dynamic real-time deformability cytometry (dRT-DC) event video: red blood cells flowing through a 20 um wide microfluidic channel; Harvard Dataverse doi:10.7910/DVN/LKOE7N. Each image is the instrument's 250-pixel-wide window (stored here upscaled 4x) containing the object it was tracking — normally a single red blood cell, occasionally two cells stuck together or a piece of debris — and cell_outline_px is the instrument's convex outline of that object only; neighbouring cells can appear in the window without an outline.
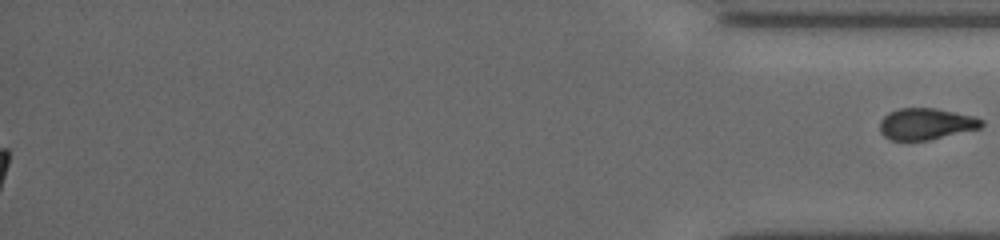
{"species": "common noctule bat (a hibernating species)", "species_latin": "Nyctalus noctula", "temperature_condition": "cold", "stored_images_in_passage": 70, "segment_of_instrument_passage": [2, 2], "camera_frame_rate_fps": 3000, "um_per_image_px": 0.085, "animal": {"sex": "female", "body_mass_g": 19.5, "forearm_length_mm": 54.1}, "frame": {"image": 1, "passage_image": 70, "time_ms": 13.0, "image_size_px": [1000, 240], "cell_outline_px": [[984, 124], [980, 128], [928, 140], [892, 140], [884, 136], [880, 132], [880, 120], [888, 112], [900, 108], [936, 108], [972, 116], [984, 120]], "centroid_in_image_um": [78.69, 10.52], "position_along_channel_um": 356.5, "area_um2": 18.55}}